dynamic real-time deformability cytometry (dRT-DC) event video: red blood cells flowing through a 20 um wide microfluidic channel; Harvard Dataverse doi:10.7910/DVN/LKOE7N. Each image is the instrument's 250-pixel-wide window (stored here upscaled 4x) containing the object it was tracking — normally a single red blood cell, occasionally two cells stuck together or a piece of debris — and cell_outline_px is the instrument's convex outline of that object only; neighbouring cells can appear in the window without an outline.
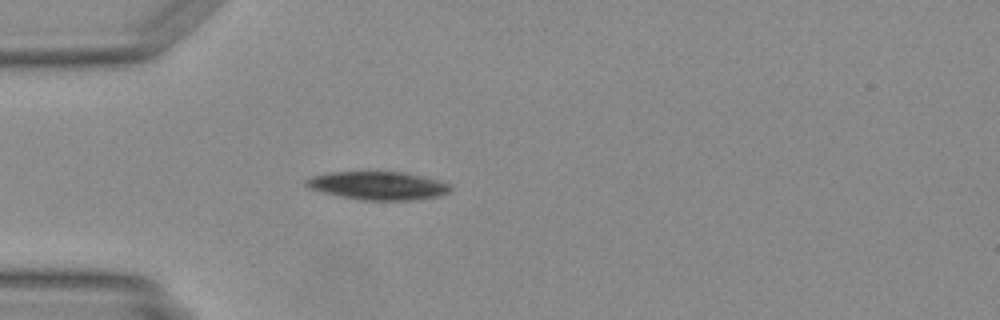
{"species": "Egyptian fruit bat (a non-hibernating species)", "species_latin": "Rousettus aegyptiacus", "temperature_condition": "warm", "stored_images_in_passage": 36, "camera_frame_rate_fps": 3000, "um_per_image_px": 0.085, "animal": {"sex": "female"}, "frame": {"image": 1, "passage_image": 1, "time_ms": 0.0, "image_size_px": [1000, 320], "cell_outline_px": [[452, 188], [448, 192], [436, 196], [408, 200], [364, 200], [324, 192], [312, 188], [304, 184], [304, 180], [312, 176], [328, 172], [400, 172], [420, 176], [436, 180], [448, 184]], "centroid_in_image_um": [32.09, 15.77], "position_along_channel_um": 52.9, "area_um2": 23.06}}
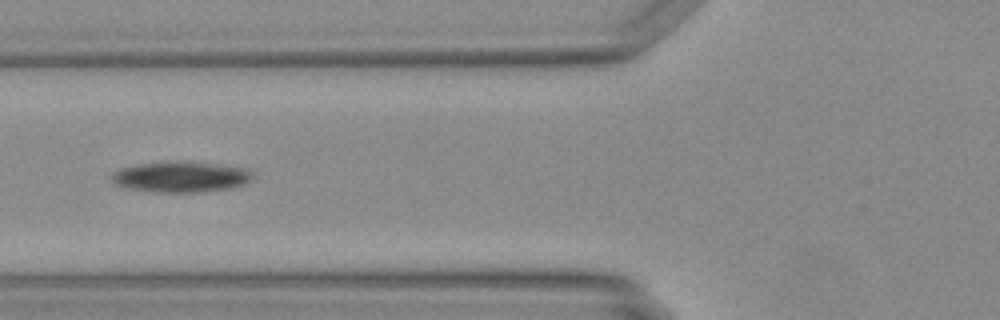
{"frame": {"image": 2, "passage_image": 6, "time_ms": 1.667, "image_size_px": [1000, 320], "cell_outline_px": [[252, 176], [244, 184], [228, 188], [196, 192], [152, 192], [124, 188], [116, 184], [108, 176], [112, 172], [120, 168], [136, 164], [172, 160], [188, 160], [228, 164], [248, 168], [252, 172]], "centroid_in_image_um": [15.33, 14.99], "position_along_channel_um": 110.5, "area_um2": 26.07}}